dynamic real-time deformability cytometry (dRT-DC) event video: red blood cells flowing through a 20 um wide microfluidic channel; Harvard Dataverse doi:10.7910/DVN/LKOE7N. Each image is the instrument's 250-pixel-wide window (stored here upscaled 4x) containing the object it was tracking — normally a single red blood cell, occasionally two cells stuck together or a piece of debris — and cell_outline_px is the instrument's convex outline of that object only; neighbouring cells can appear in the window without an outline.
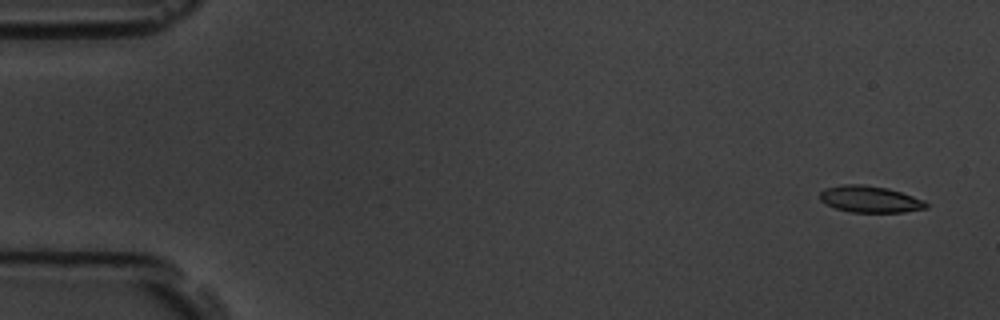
{"species": "common noctule bat (a hibernating species)", "species_latin": "Nyctalus noctula", "temperature_condition": "room temperature", "stored_images_in_passage": 5, "camera_frame_rate_fps": 3000, "um_per_image_px": 0.085, "animal": {"sex": "male", "body_mass_g": 19.5, "forearm_length_mm": 54.6}, "frame": {"image": 1, "passage_image": 1, "time_ms": 0.0, "image_size_px": [1000, 320], "cell_outline_px": [[928, 208], [904, 212], [852, 212], [836, 208], [820, 200], [820, 192], [824, 188], [844, 184], [864, 184], [888, 188], [924, 200], [928, 204]], "centroid_in_image_um": [73.95, 16.92], "position_along_channel_um": 11.0, "area_um2": 16.42}}
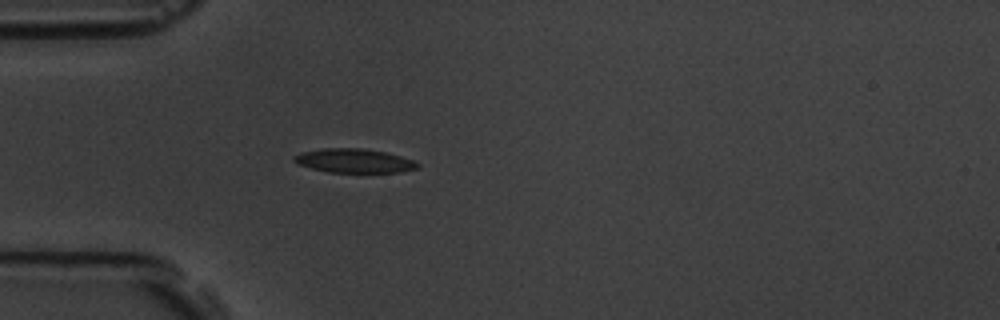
{"frame": {"image": 2, "passage_image": 5, "time_ms": 4.667, "image_size_px": [1000, 320], "cell_outline_px": [[420, 164], [416, 168], [400, 172], [328, 172], [312, 168], [300, 164], [292, 160], [292, 156], [300, 152], [320, 148], [364, 148], [384, 152], [400, 156], [412, 160]], "centroid_in_image_um": [30.05, 13.65], "position_along_channel_um": 54.9, "area_um2": 17.17}}